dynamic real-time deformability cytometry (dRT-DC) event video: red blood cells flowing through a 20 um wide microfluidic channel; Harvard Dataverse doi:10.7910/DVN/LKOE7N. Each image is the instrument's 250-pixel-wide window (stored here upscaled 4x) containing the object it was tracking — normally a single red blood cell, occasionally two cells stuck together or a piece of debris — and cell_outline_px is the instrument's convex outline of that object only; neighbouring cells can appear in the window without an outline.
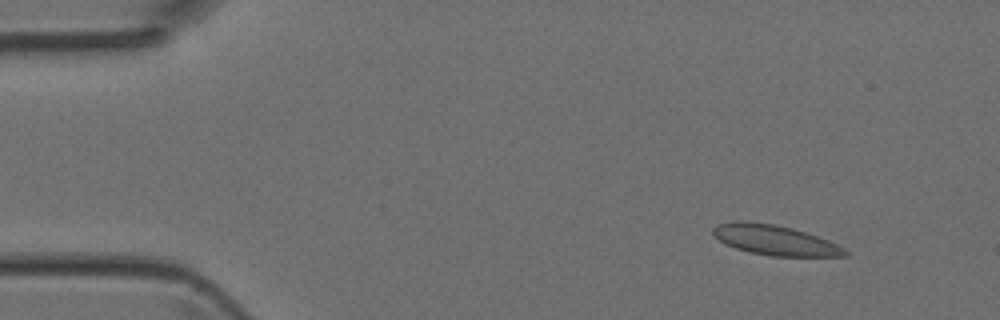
{"species": "Egyptian fruit bat (a non-hibernating species)", "species_latin": "Rousettus aegyptiacus", "temperature_condition": "room temperature", "stored_images_in_passage": 4, "camera_frame_rate_fps": 3000, "um_per_image_px": 0.085, "animal": {"sex": "female"}, "frame": {"image": 1, "passage_image": 2, "time_ms": 0.333, "image_size_px": [1000, 320], "cell_outline_px": [[848, 256], [772, 256], [752, 252], [736, 248], [724, 244], [712, 236], [712, 228], [716, 224], [736, 220], [740, 220], [776, 224], [792, 228], [828, 240], [844, 248], [848, 252]], "centroid_in_image_um": [65.8, 20.39], "position_along_channel_um": 19.2, "area_um2": 23.18}}